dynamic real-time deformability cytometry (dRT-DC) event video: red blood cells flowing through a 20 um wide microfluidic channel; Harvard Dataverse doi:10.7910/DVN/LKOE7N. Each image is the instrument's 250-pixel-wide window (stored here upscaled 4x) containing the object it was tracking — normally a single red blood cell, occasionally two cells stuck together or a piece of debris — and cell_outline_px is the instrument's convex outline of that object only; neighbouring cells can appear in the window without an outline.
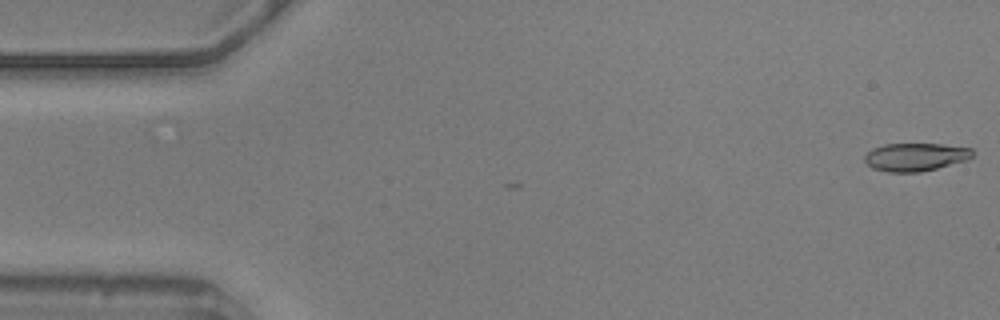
{"species": "common noctule bat (a hibernating species)", "species_latin": "Nyctalus noctula", "temperature_condition": "warm", "stored_images_in_passage": 56, "camera_frame_rate_fps": 3000, "um_per_image_px": 0.085, "animal": {"sex": "male", "body_mass_g": 20.5, "forearm_length_mm": 52.5}, "frame": {"image": 1, "passage_image": 1, "time_ms": 0.0, "image_size_px": [1000, 320], "cell_outline_px": [[976, 152], [968, 160], [920, 172], [888, 172], [872, 168], [864, 160], [864, 156], [872, 148], [884, 144], [940, 144], [972, 148]], "centroid_in_image_um": [77.83, 13.34], "position_along_channel_um": 7.2, "area_um2": 17.69}}
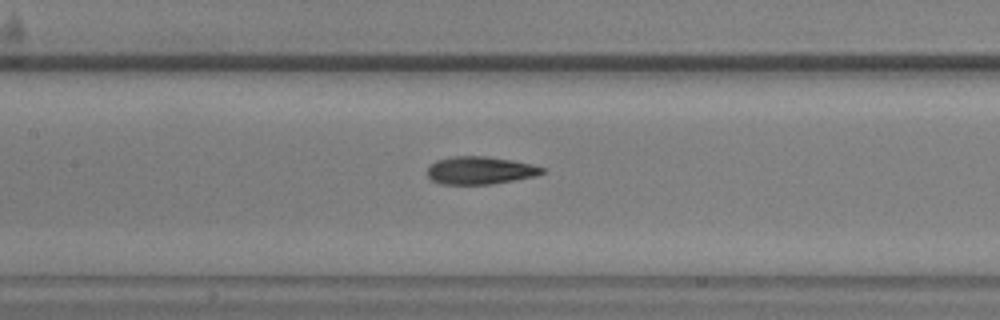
{"frame": {"image": 2, "passage_image": 25, "time_ms": 8.0, "image_size_px": [1000, 320], "cell_outline_px": [[544, 172], [536, 176], [492, 184], [440, 184], [432, 180], [428, 176], [428, 168], [436, 160], [452, 156], [484, 156], [512, 160], [532, 164], [544, 168]], "centroid_in_image_um": [40.81, 14.48], "position_along_channel_um": 166.6, "area_um2": 18.5}}
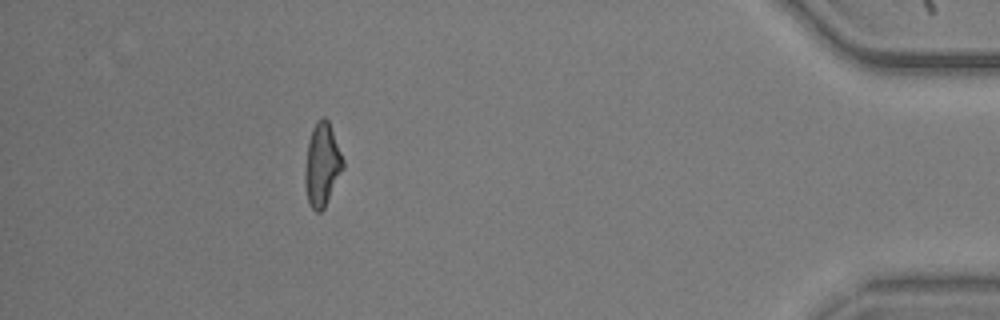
{"frame": {"image": 3, "passage_image": 50, "time_ms": 16.333, "image_size_px": [1000, 320], "cell_outline_px": [[344, 168], [324, 208], [320, 212], [316, 212], [312, 208], [308, 200], [304, 184], [304, 172], [308, 140], [312, 128], [316, 120], [320, 116], [324, 116], [328, 120], [344, 160]], "centroid_in_image_um": [27.37, 13.97], "position_along_channel_um": 407.8, "area_um2": 18.55}, "authors_computed_cell_mechanics": {"area_um2": 18.5249, "velocity_mm_per_s": 3.5951, "shape_relaxation_time_tau1_ms": null, "shape_relaxation_time_tau2_ms": 3.1802, "deformation_change_tau1": null, "deformation_change_tau2": 0.1121}}